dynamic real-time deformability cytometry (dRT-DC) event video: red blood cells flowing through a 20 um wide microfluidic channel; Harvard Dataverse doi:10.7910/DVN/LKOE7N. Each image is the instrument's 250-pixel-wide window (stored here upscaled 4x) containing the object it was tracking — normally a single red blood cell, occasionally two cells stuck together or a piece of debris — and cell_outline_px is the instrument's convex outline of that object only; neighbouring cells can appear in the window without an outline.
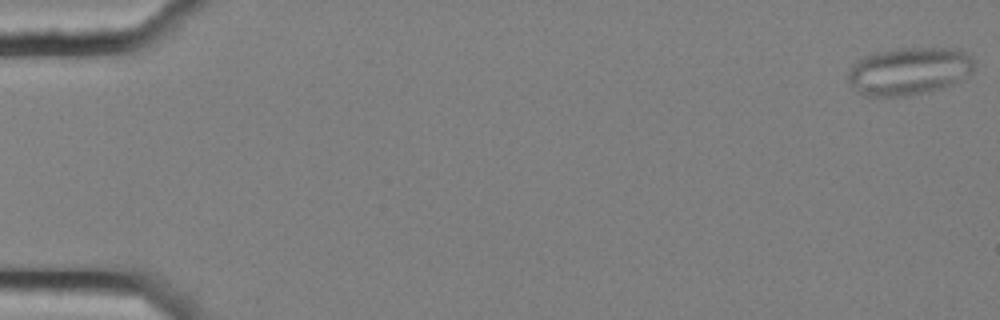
{"species": "common noctule bat (a hibernating species)", "species_latin": "Nyctalus noctula", "temperature_condition": "cold", "stored_images_in_passage": 6, "camera_frame_rate_fps": 3000, "um_per_image_px": 0.085, "animal": {"sex": "female", "body_mass_g": 25.1}, "frame": {"image": 1, "passage_image": 1, "time_ms": 0.0, "image_size_px": [1000, 320], "cell_outline_px": [[972, 76], [952, 84], [928, 92], [908, 96], [864, 96], [848, 80], [848, 72], [852, 64], [856, 60], [864, 56], [876, 52], [900, 48], [960, 48], [972, 56]], "centroid_in_image_um": [77.3, 6.03], "position_along_channel_um": 7.7, "area_um2": 35.32}}
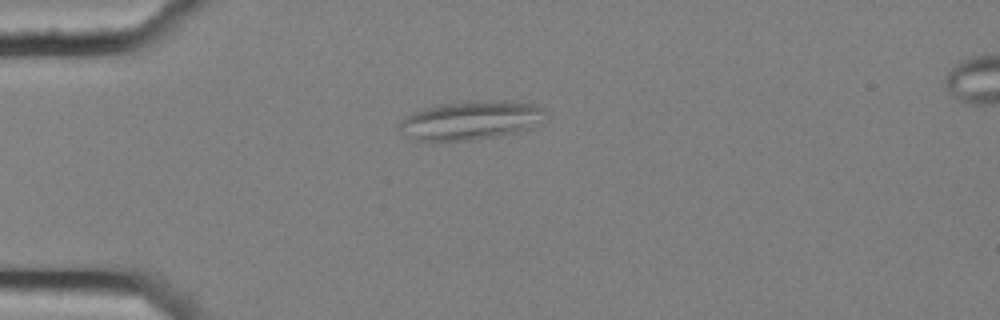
{"frame": {"image": 2, "passage_image": 5, "time_ms": 1.333, "image_size_px": [1000, 320], "cell_outline_px": [[548, 116], [536, 128], [476, 140], [412, 140], [400, 132], [396, 128], [396, 124], [404, 116], [412, 112], [424, 108], [440, 104], [472, 100], [504, 100], [532, 104], [544, 108], [548, 112]], "centroid_in_image_um": [40.03, 10.22], "position_along_channel_um": 45.0, "area_um2": 33.93}}